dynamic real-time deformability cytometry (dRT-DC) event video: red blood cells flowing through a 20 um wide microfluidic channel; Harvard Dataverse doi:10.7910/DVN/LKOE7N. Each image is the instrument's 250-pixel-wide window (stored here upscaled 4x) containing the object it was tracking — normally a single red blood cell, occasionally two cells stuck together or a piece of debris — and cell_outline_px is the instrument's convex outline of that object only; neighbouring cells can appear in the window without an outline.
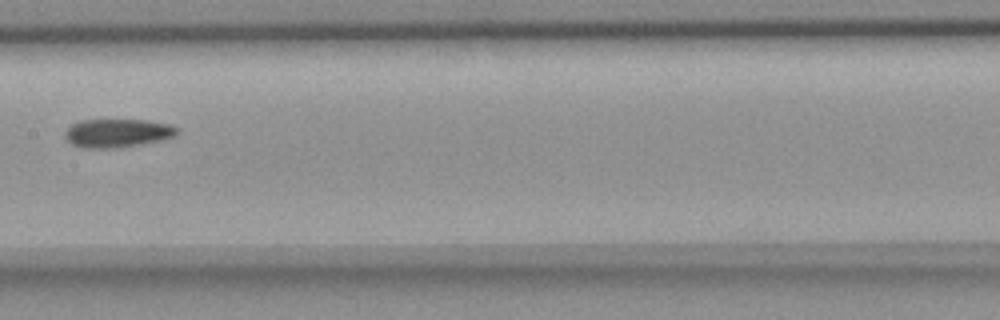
{"species": "common noctule bat (a hibernating species)", "species_latin": "Nyctalus noctula", "temperature_condition": "room temperature", "stored_images_in_passage": 10, "camera_frame_rate_fps": 3000, "um_per_image_px": 0.085, "animal": {"sex": "female", "body_mass_g": 18.4}, "frame": {"image": 1, "passage_image": 4, "time_ms": 3.667, "image_size_px": [1000, 320], "cell_outline_px": [[180, 132], [176, 136], [160, 140], [136, 144], [108, 148], [84, 148], [72, 144], [64, 136], [64, 132], [72, 124], [80, 120], [148, 120], [172, 124], [180, 128]], "centroid_in_image_um": [10.02, 11.29], "position_along_channel_um": 197.4, "area_um2": 18.55}}
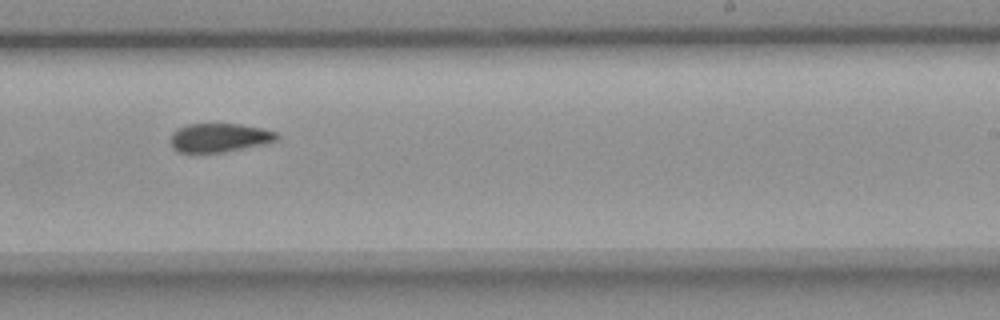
{"frame": {"image": 2, "passage_image": 6, "time_ms": 5.667, "image_size_px": [1000, 320], "cell_outline_px": [[280, 136], [276, 140], [264, 144], [224, 152], [180, 152], [172, 148], [172, 132], [176, 128], [184, 124], [240, 124], [264, 128], [276, 132]], "centroid_in_image_um": [18.66, 11.69], "position_along_channel_um": 270.3, "area_um2": 17.86}}
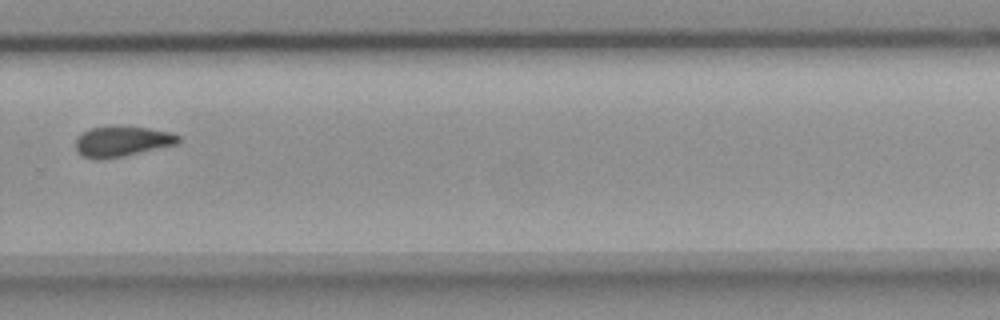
{"frame": {"image": 3, "passage_image": 7, "time_ms": 7.0, "image_size_px": [1000, 320], "cell_outline_px": [[180, 140], [176, 144], [124, 156], [100, 160], [96, 160], [84, 156], [76, 152], [76, 136], [92, 128], [112, 124], [120, 124], [148, 128], [168, 132], [180, 136]], "centroid_in_image_um": [10.32, 11.99], "position_along_channel_um": 319.5, "area_um2": 18.55}, "authors_computed_cell_mechanics": {"area_um2": 18.5538, "velocity_mm_per_s": 3.6692, "shape_relaxation_time_tau1_ms": null, "shape_relaxation_time_tau2_ms": 2.7677, "deformation_change_tau1": null, "deformation_change_tau2": 0.0765}}